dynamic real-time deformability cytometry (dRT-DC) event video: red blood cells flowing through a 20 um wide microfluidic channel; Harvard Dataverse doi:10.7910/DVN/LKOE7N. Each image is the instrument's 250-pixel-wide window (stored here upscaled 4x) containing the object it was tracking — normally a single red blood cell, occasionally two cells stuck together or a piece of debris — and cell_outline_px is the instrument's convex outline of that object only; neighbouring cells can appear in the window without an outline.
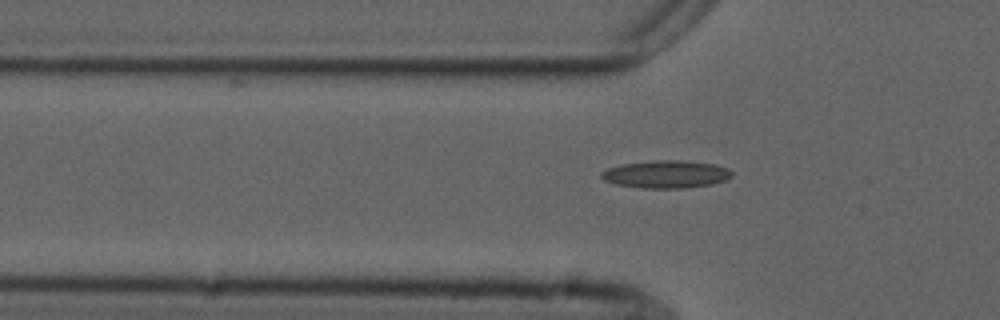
{"species": "common noctule bat (a hibernating species)", "species_latin": "Nyctalus noctula", "temperature_condition": "cold", "stored_images_in_passage": 41, "camera_frame_rate_fps": 3000, "um_per_image_px": 0.085, "animal": {"sex": "male", "forearm_length_mm": 52.5}, "frame": {"image": 1, "passage_image": 3, "time_ms": 0.667, "image_size_px": [1000, 320], "cell_outline_px": [[732, 176], [728, 180], [712, 184], [684, 188], [640, 188], [616, 184], [604, 180], [600, 176], [600, 172], [608, 168], [624, 164], [656, 160], [680, 160], [716, 164], [728, 168], [732, 172]], "centroid_in_image_um": [56.65, 14.81], "position_along_channel_um": 69.2, "area_um2": 21.1}}
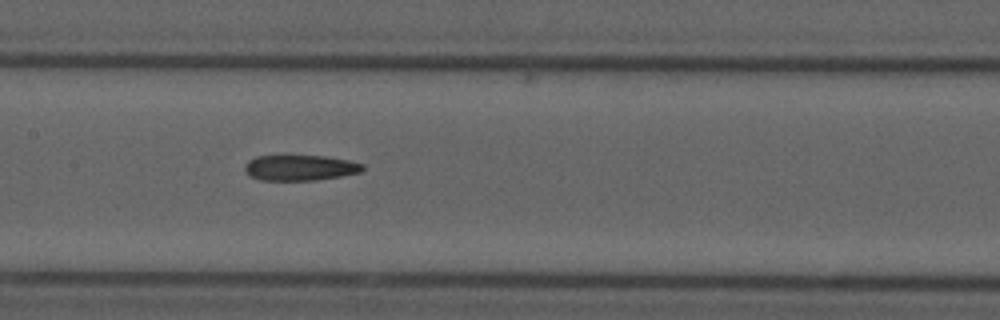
{"frame": {"image": 2, "passage_image": 12, "time_ms": 3.667, "image_size_px": [1000, 320], "cell_outline_px": [[364, 168], [360, 172], [340, 176], [316, 180], [260, 180], [248, 176], [244, 168], [248, 160], [256, 156], [324, 156], [348, 160], [364, 164]], "centroid_in_image_um": [25.48, 14.26], "position_along_channel_um": 181.9, "area_um2": 17.51}}
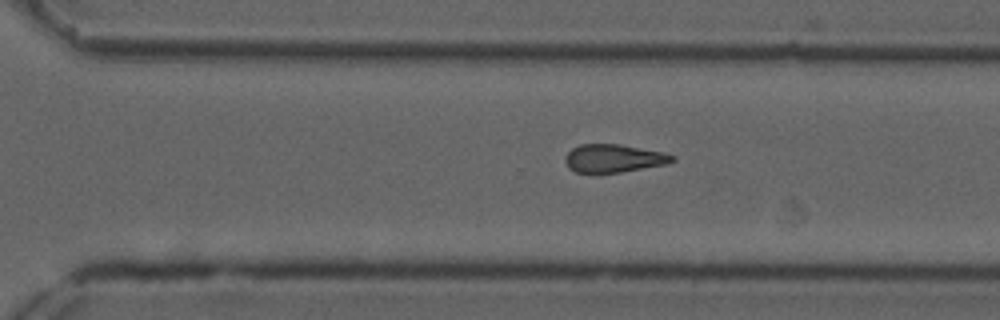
{"frame": {"image": 3, "passage_image": 23, "time_ms": 7.333, "image_size_px": [1000, 320], "cell_outline_px": [[676, 160], [668, 164], [620, 172], [576, 172], [568, 168], [564, 160], [568, 152], [572, 148], [580, 144], [620, 144], [664, 152], [676, 156]], "centroid_in_image_um": [52.19, 13.45], "position_along_channel_um": 318.4, "area_um2": 17.57}, "authors_computed_cell_mechanics": {"area_um2": 17.918, "velocity_mm_per_s": 3.7343, "shape_relaxation_time_tau1_ms": null, "shape_relaxation_time_tau2_ms": 3.218, "deformation_change_tau1": null, "deformation_change_tau2": 0.123}}